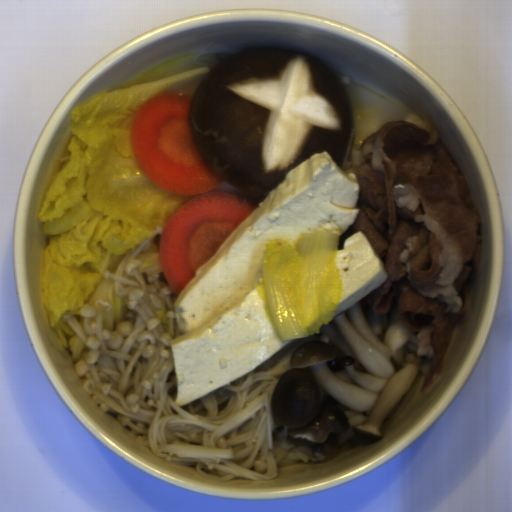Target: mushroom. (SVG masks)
<instances>
[{
    "label": "mushroom",
    "mask_w": 512,
    "mask_h": 512,
    "mask_svg": "<svg viewBox=\"0 0 512 512\" xmlns=\"http://www.w3.org/2000/svg\"><path fill=\"white\" fill-rule=\"evenodd\" d=\"M188 117L204 163L257 200L316 153L342 171L355 133L340 77L311 52L290 49L256 48L220 62L193 92Z\"/></svg>",
    "instance_id": "mushroom-1"
}]
</instances>
